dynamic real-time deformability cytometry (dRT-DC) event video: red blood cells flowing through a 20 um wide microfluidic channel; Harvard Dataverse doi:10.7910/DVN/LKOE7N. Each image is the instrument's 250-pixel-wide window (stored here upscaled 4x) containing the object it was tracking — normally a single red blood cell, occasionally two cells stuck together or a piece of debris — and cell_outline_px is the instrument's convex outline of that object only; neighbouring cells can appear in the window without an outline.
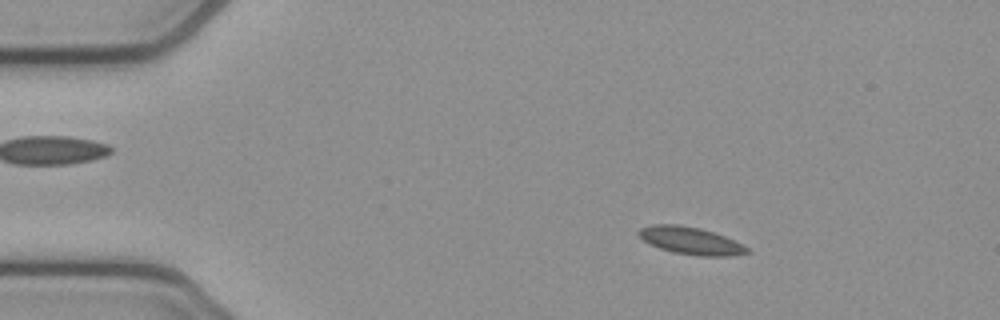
{"species": "common noctule bat (a hibernating species)", "species_latin": "Nyctalus noctula", "temperature_condition": "cold", "stored_images_in_passage": 53, "camera_frame_rate_fps": 3000, "um_per_image_px": 0.085, "animal": {"sex": "female", "body_mass_g": 21.9}, "frame": {"image": 1, "passage_image": 8, "time_ms": 2.333, "image_size_px": [1000, 320], "cell_outline_px": [[752, 252], [732, 256], [696, 256], [672, 252], [648, 244], [636, 232], [640, 228], [652, 224], [676, 224], [700, 228], [724, 236], [748, 248]], "centroid_in_image_um": [58.68, 20.46], "position_along_channel_um": 26.3, "area_um2": 17.28}}
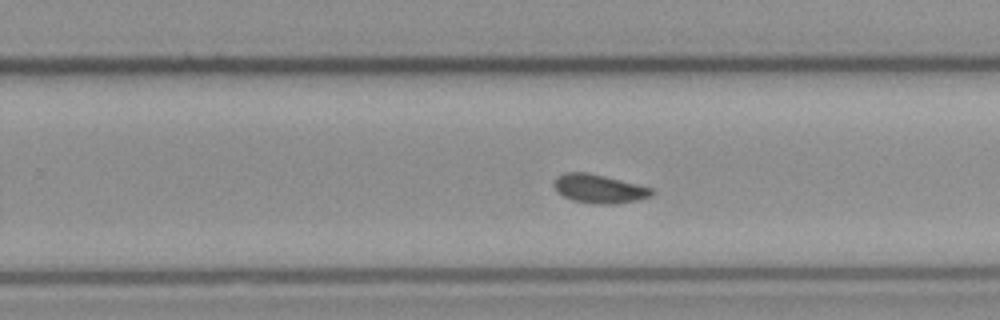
{"frame": {"image": 2, "passage_image": 33, "time_ms": 10.667, "image_size_px": [1000, 320], "cell_outline_px": [[652, 196], [640, 200], [616, 204], [596, 204], [572, 200], [564, 196], [552, 184], [556, 176], [564, 172], [588, 172], [652, 188]], "centroid_in_image_um": [50.91, 16.04], "position_along_channel_um": 278.9, "area_um2": 16.3}}
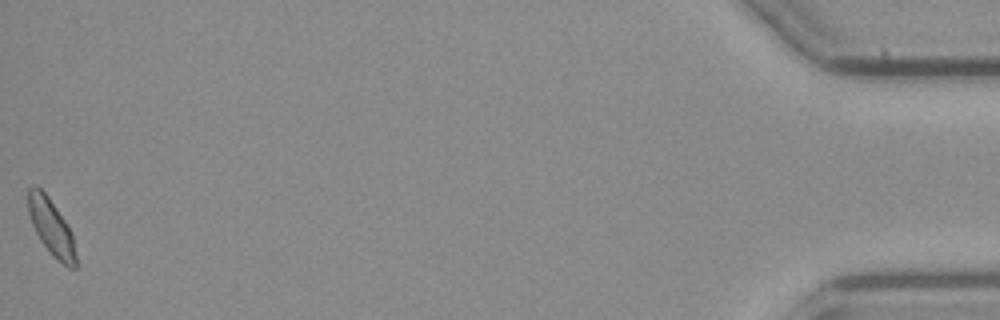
{"frame": {"image": 3, "passage_image": 53, "time_ms": 17.333, "image_size_px": [1000, 320], "cell_outline_px": [[76, 268], [68, 268], [56, 260], [52, 256], [40, 240], [32, 224], [28, 212], [28, 188], [36, 184], [48, 196], [64, 220], [72, 236], [76, 256]], "centroid_in_image_um": [4.34, 19.33], "position_along_channel_um": 430.9, "area_um2": 15.49}, "authors_computed_cell_mechanics": {"area_um2": 16.184, "velocity_mm_per_s": 3.8214, "shape_relaxation_time_tau1_ms": 7.4122, "shape_relaxation_time_tau2_ms": 3.1106, "deformation_change_tau1": 0.1067, "deformation_change_tau2": 0.0766}}